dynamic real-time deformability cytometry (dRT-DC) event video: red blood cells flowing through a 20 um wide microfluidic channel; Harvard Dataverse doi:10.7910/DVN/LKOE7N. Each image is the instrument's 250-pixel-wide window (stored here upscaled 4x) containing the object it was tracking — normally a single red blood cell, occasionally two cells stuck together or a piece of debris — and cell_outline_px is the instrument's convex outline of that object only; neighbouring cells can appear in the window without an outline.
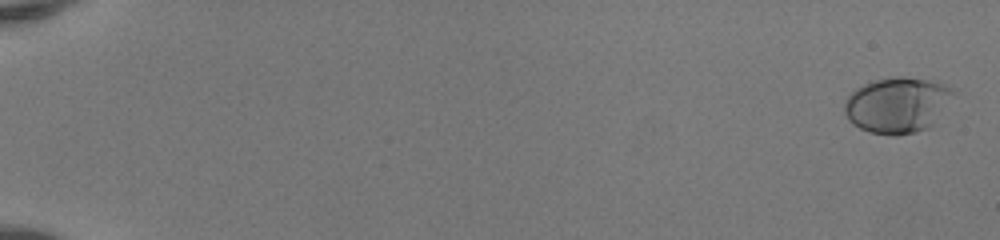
{"species": "human", "species_latin": "Homo sapiens", "temperature_condition": "room temperature", "stored_images_in_passage": 53, "camera_frame_rate_fps": 3000, "um_per_image_px": 0.085, "donor": {"sex": "female"}, "frame": {"image": 1, "passage_image": 2, "time_ms": 0.333, "image_size_px": [1000, 240], "cell_outline_px": [[956, 92], [932, 124], [928, 128], [916, 132], [896, 136], [892, 136], [868, 132], [852, 124], [848, 120], [844, 112], [844, 100], [856, 88], [872, 80], [900, 76], [936, 80], [952, 88]], "centroid_in_image_um": [76.25, 8.92], "position_along_channel_um": 8.8, "area_um2": 35.6}}
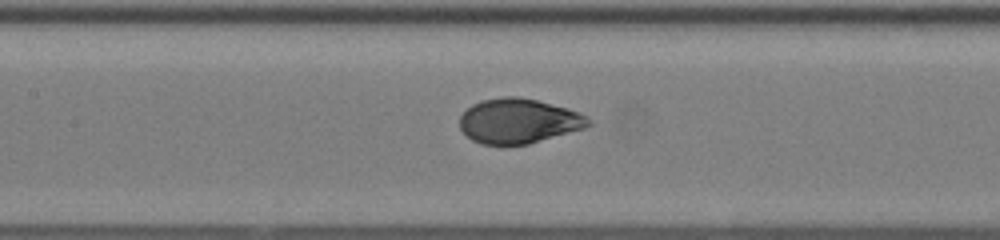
{"frame": {"image": 2, "passage_image": 28, "time_ms": 9.0, "image_size_px": [1000, 240], "cell_outline_px": [[592, 124], [584, 128], [528, 144], [480, 144], [472, 140], [460, 128], [460, 116], [472, 104], [480, 100], [504, 96], [516, 96], [536, 100], [568, 108], [580, 112], [588, 116], [592, 120]], "centroid_in_image_um": [44.1, 10.27], "position_along_channel_um": 163.3, "area_um2": 33.58}}
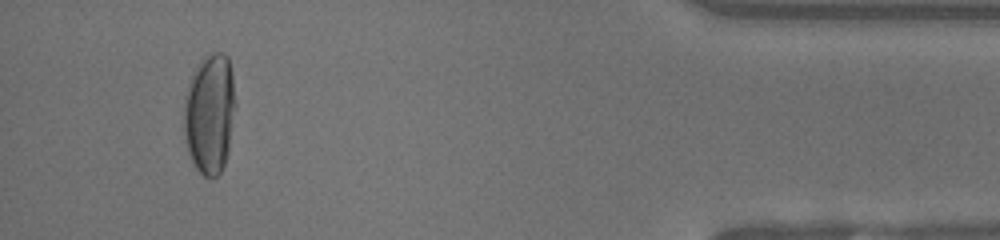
{"frame": {"image": 3, "passage_image": 50, "time_ms": 16.333, "image_size_px": [1000, 240], "cell_outline_px": [[236, 104], [228, 152], [224, 164], [220, 172], [212, 180], [204, 176], [196, 168], [188, 152], [184, 136], [184, 96], [192, 72], [196, 64], [204, 56], [212, 52], [224, 52], [228, 56], [232, 72]], "centroid_in_image_um": [17.82, 9.62], "position_along_channel_um": 417.4, "area_um2": 36.76}, "authors_computed_cell_mechanics": {"area_um2": 33.9864, "velocity_mm_per_s": 4.1547, "shape_relaxation_time_tau1_ms": 3.6284, "shape_relaxation_time_tau2_ms": null, "deformation_change_tau1": 0.2054, "deformation_change_tau2": null}}